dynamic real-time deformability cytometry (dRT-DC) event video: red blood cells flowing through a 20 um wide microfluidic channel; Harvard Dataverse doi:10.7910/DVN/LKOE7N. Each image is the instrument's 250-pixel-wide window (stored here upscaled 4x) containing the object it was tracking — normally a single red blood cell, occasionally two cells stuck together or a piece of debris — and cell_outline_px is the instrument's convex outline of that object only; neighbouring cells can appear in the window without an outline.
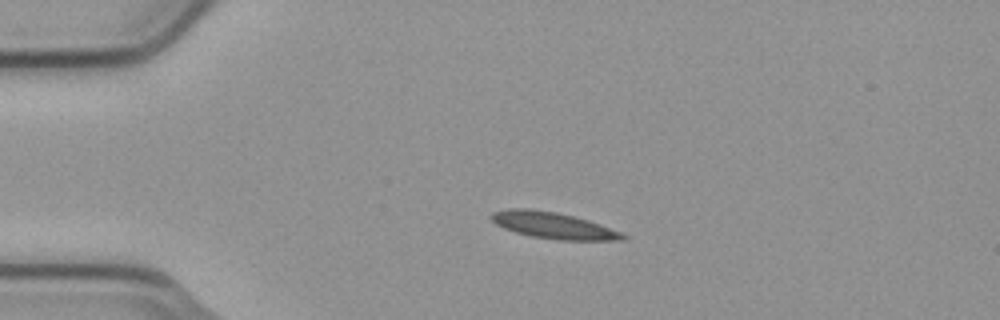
{"species": "common noctule bat (a hibernating species)", "species_latin": "Nyctalus noctula", "temperature_condition": "cold", "stored_images_in_passage": 3, "camera_frame_rate_fps": 3000, "um_per_image_px": 0.085, "animal": {"sex": "male", "body_mass_g": 23.1, "forearm_length_mm": 52.7}, "frame": {"image": 1, "passage_image": 2, "time_ms": 0.333, "image_size_px": [1000, 320], "cell_outline_px": [[628, 240], [556, 240], [528, 236], [504, 228], [496, 224], [492, 220], [492, 212], [512, 208], [528, 208], [556, 212], [588, 220], [600, 224], [620, 232], [628, 236]], "centroid_in_image_um": [47.04, 19.17], "position_along_channel_um": 38.0, "area_um2": 20.17}}